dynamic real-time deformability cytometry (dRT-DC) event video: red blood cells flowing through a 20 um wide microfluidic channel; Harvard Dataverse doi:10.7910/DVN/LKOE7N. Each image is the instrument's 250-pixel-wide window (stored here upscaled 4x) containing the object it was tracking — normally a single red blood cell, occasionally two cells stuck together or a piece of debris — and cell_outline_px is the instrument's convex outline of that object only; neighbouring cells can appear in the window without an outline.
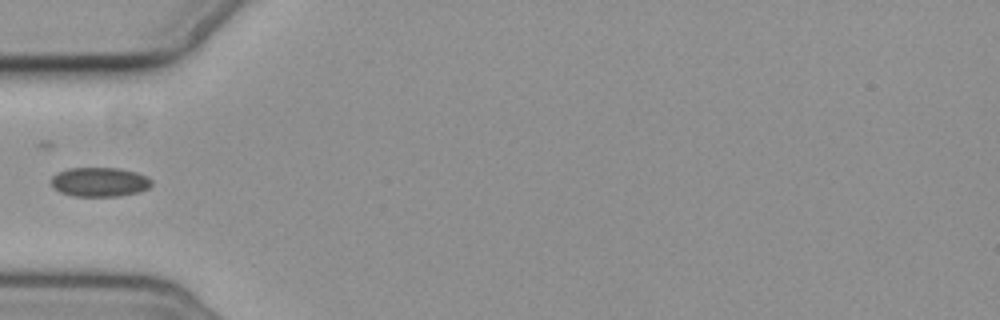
{"species": "common noctule bat (a hibernating species)", "species_latin": "Nyctalus noctula", "temperature_condition": "cold", "stored_images_in_passage": 5, "camera_frame_rate_fps": 3000, "um_per_image_px": 0.085, "animal": {"sex": "female", "body_mass_g": 19.3, "forearm_length_mm": 54.1}, "frame": {"image": 1, "passage_image": 5, "time_ms": 4.667, "image_size_px": [1000, 320], "cell_outline_px": [[152, 184], [148, 188], [140, 192], [120, 196], [72, 196], [60, 192], [52, 188], [52, 176], [56, 172], [68, 168], [120, 168], [136, 172], [148, 176], [152, 180]], "centroid_in_image_um": [8.47, 15.47], "position_along_channel_um": 76.5, "area_um2": 17.4}}